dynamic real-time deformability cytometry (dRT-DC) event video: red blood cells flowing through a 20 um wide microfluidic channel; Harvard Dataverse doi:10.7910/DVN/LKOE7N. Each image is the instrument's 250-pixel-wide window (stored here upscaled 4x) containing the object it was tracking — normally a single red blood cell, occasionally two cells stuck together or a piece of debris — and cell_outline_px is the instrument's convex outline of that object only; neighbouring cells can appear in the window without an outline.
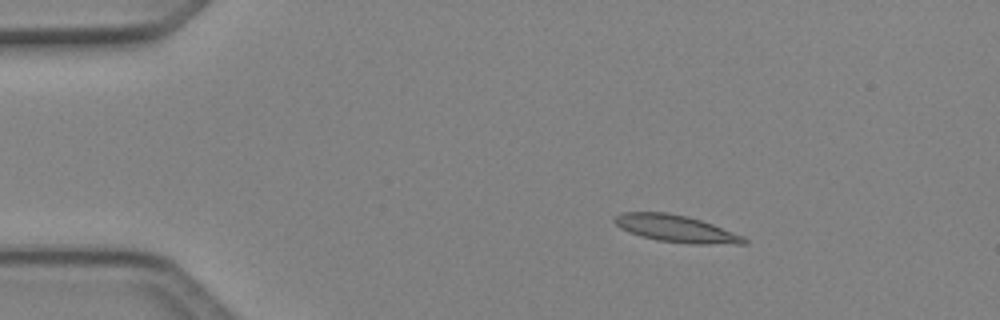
{"species": "Egyptian fruit bat (a non-hibernating species)", "species_latin": "Rousettus aegyptiacus", "temperature_condition": "cold", "stored_images_in_passage": 6, "camera_frame_rate_fps": 3000, "um_per_image_px": 0.085, "animal": {"sex": "female"}, "frame": {"image": 1, "passage_image": 3, "time_ms": 0.667, "image_size_px": [1000, 320], "cell_outline_px": [[748, 244], [688, 244], [656, 240], [640, 236], [628, 232], [620, 228], [612, 220], [616, 216], [624, 212], [668, 212], [688, 216], [712, 224], [744, 236], [748, 240]], "centroid_in_image_um": [57.47, 19.44], "position_along_channel_um": 27.5, "area_um2": 20.58}}
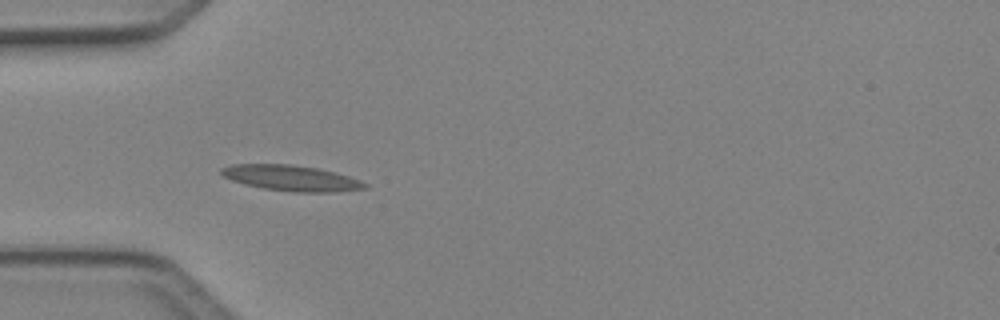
{"frame": {"image": 2, "passage_image": 5, "time_ms": 1.333, "image_size_px": [1000, 320], "cell_outline_px": [[368, 188], [336, 192], [296, 192], [264, 188], [244, 184], [232, 180], [224, 176], [220, 172], [220, 168], [232, 164], [292, 164], [316, 168], [336, 172], [360, 180], [368, 184]], "centroid_in_image_um": [24.77, 15.13], "position_along_channel_um": 60.2, "area_um2": 21.44}}
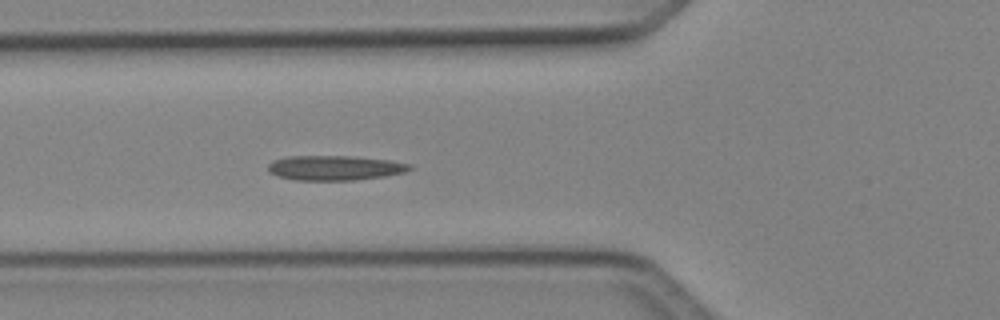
{"frame": {"image": 3, "passage_image": 6, "time_ms": 1.667, "image_size_px": [1000, 320], "cell_outline_px": [[412, 168], [404, 172], [384, 176], [356, 180], [296, 180], [276, 176], [268, 172], [268, 164], [272, 160], [288, 156], [352, 156], [388, 160], [412, 164]], "centroid_in_image_um": [28.42, 14.27], "position_along_channel_um": 97.4, "area_um2": 20.52}}